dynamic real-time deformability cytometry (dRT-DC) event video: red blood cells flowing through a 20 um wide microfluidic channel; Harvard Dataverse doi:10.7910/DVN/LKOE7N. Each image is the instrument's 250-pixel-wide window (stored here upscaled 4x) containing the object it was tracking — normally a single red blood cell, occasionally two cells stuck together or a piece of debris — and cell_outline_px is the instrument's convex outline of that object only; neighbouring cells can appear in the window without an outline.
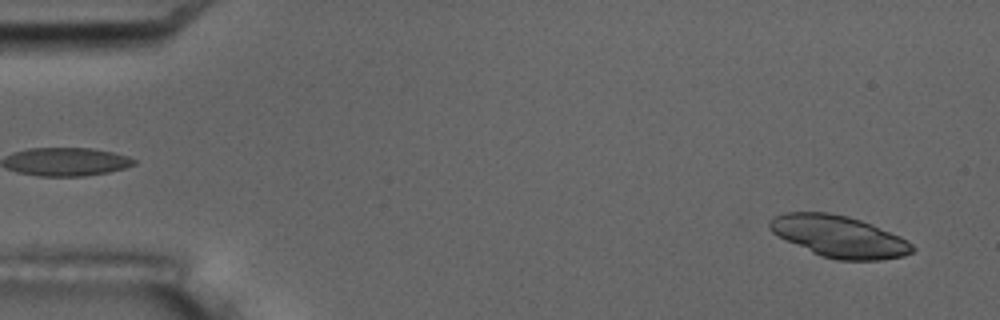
{"species": "common noctule bat (a hibernating species)", "species_latin": "Nyctalus noctula", "temperature_condition": "room temperature", "stored_images_in_passage": 6, "camera_frame_rate_fps": 3000, "um_per_image_px": 0.085, "animal": {"sex": "male", "body_mass_g": 17.5, "forearm_length_mm": 52.3}, "frame": {"image": 1, "passage_image": 6, "time_ms": 5.667, "image_size_px": [1000, 320], "cell_outline_px": [[916, 248], [912, 252], [904, 256], [880, 260], [836, 260], [820, 256], [772, 232], [768, 228], [768, 220], [772, 216], [784, 212], [828, 212], [848, 216], [872, 224], [900, 236], [908, 240]], "centroid_in_image_um": [71.32, 20.09], "position_along_channel_um": 13.7, "area_um2": 34.68}}